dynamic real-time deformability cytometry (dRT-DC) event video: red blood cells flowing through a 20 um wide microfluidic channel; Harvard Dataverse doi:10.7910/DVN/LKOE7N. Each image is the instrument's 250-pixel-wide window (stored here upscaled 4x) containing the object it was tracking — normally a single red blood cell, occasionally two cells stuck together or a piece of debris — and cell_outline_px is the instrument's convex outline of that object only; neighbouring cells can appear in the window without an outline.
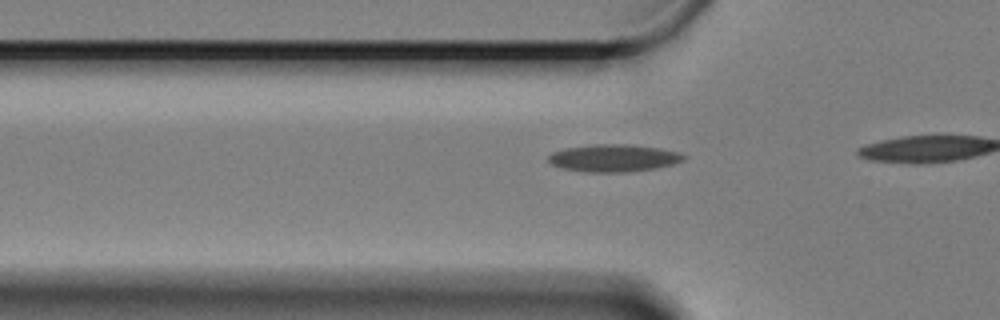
{"species": "Egyptian fruit bat (a non-hibernating species)", "species_latin": "Rousettus aegyptiacus", "temperature_condition": "cold", "stored_images_in_passage": 6, "camera_frame_rate_fps": 3000, "um_per_image_px": 0.085, "animal": {"sex": "female"}, "frame": {"image": 1, "passage_image": 3, "time_ms": 0.667, "image_size_px": [1000, 320], "cell_outline_px": [[688, 156], [684, 160], [672, 164], [656, 168], [628, 172], [584, 172], [564, 168], [552, 164], [548, 160], [548, 156], [552, 152], [564, 148], [596, 144], [624, 144], [660, 148], [680, 152]], "centroid_in_image_um": [52.18, 13.43], "position_along_channel_um": 73.6, "area_um2": 21.62}}